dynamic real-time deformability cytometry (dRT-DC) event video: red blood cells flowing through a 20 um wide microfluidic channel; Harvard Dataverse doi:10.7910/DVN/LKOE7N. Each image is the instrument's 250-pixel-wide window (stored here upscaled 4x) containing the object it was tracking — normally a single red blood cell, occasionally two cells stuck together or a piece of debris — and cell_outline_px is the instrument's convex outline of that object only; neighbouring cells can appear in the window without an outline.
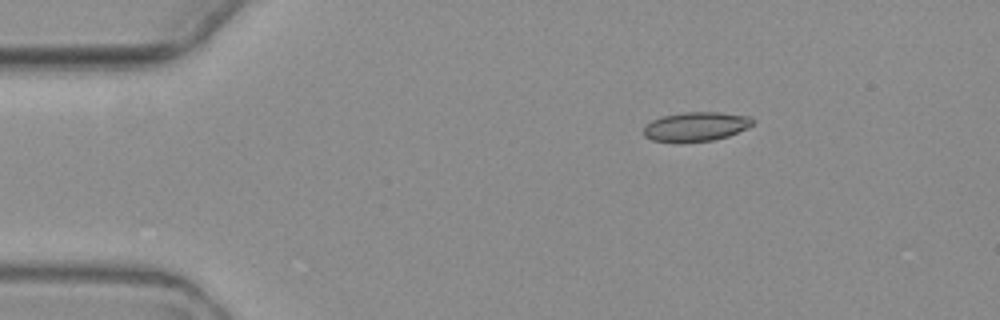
{"species": "common noctule bat (a hibernating species)", "species_latin": "Nyctalus noctula", "temperature_condition": "warm", "stored_images_in_passage": 2, "camera_frame_rate_fps": 3000, "um_per_image_px": 0.085, "animal": {"sex": "female", "body_mass_g": 19.3, "forearm_length_mm": 54.1}, "frame": {"image": 1, "passage_image": 2, "time_ms": 1.333, "image_size_px": [1000, 320], "cell_outline_px": [[752, 124], [748, 128], [728, 136], [712, 140], [652, 140], [644, 136], [644, 124], [660, 116], [684, 112], [720, 112], [748, 116], [752, 120]], "centroid_in_image_um": [59.14, 10.72], "position_along_channel_um": 25.9, "area_um2": 18.09}}